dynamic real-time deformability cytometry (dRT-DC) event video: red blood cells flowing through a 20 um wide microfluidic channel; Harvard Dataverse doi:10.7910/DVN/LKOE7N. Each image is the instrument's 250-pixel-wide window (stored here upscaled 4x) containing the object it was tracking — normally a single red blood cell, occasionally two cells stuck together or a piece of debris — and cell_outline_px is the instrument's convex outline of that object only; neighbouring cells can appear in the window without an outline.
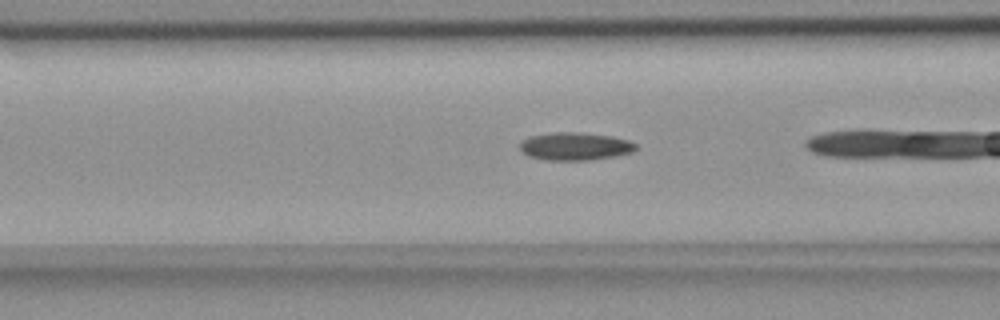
{"species": "common noctule bat (a hibernating species)", "species_latin": "Nyctalus noctula", "temperature_condition": "room temperature", "stored_images_in_passage": 38, "camera_frame_rate_fps": 3000, "um_per_image_px": 0.085, "animal": {"sex": "female", "body_mass_g": 18.4}, "frame": {"image": 1, "passage_image": 16, "time_ms": 5.0, "image_size_px": [1000, 320], "cell_outline_px": [[636, 148], [632, 152], [616, 156], [588, 160], [544, 160], [528, 156], [520, 148], [520, 144], [524, 140], [532, 136], [552, 132], [580, 132], [612, 136], [628, 140], [636, 144]], "centroid_in_image_um": [48.9, 12.44], "position_along_channel_um": 117.7, "area_um2": 18.73}}
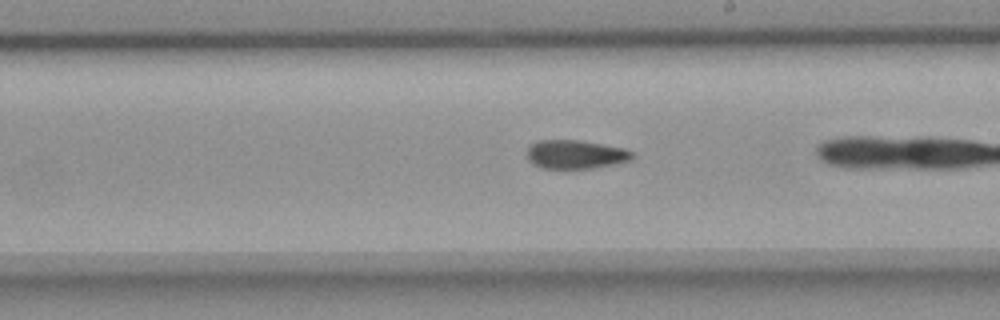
{"frame": {"image": 2, "passage_image": 26, "time_ms": 8.333, "image_size_px": [1000, 320], "cell_outline_px": [[632, 160], [616, 164], [592, 168], [540, 168], [532, 164], [528, 160], [528, 144], [536, 140], [580, 140], [624, 148], [632, 152]], "centroid_in_image_um": [48.89, 13.12], "position_along_channel_um": 240.1, "area_um2": 17.74}}
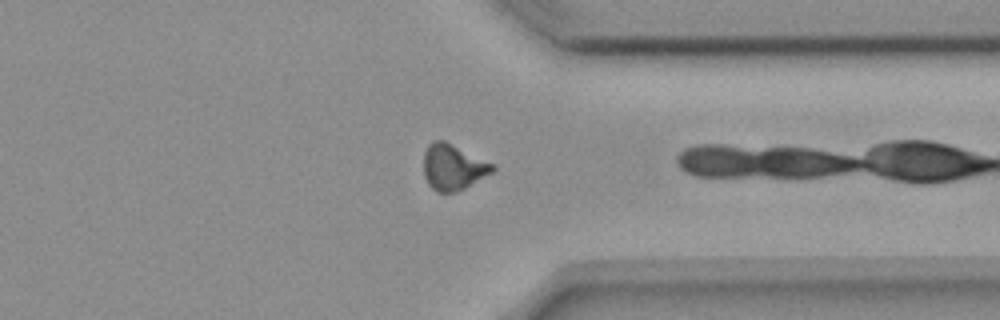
{"frame": {"image": 3, "passage_image": 37, "time_ms": 12.0, "image_size_px": [1000, 320], "cell_outline_px": [[496, 168], [492, 172], [464, 188], [452, 192], [436, 192], [428, 184], [424, 176], [424, 152], [428, 144], [432, 140], [444, 140], [496, 164]], "centroid_in_image_um": [38.51, 14.18], "position_along_channel_um": 372.9, "area_um2": 18.44}}